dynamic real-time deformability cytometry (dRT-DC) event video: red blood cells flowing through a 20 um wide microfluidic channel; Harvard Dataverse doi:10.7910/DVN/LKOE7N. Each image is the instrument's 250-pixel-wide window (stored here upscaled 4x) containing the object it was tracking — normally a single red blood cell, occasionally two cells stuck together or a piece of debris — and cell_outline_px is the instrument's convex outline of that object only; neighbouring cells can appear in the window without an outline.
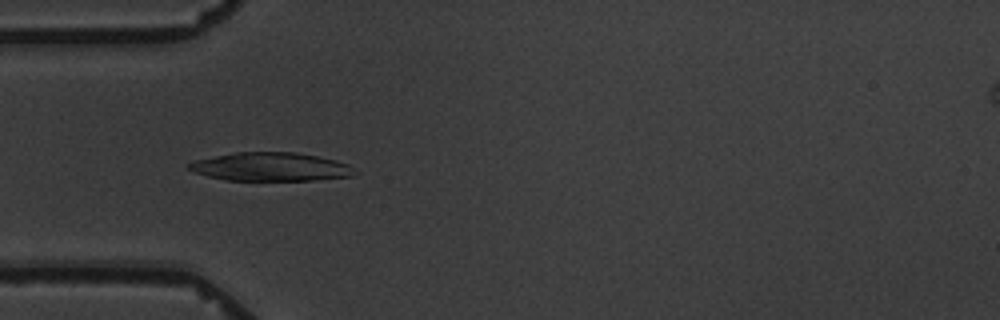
{"species": "common noctule bat (a hibernating species)", "species_latin": "Nyctalus noctula", "temperature_condition": "warm", "stored_images_in_passage": 6, "camera_frame_rate_fps": 3000, "um_per_image_px": 0.085, "animal": {"sex": "male", "body_mass_g": 19.5, "forearm_length_mm": 54.6}, "frame": {"image": 1, "passage_image": 5, "time_ms": 4.667, "image_size_px": [1000, 320], "cell_outline_px": [[356, 172], [352, 176], [312, 180], [228, 180], [208, 176], [196, 172], [188, 168], [184, 164], [196, 160], [236, 152], [296, 152], [336, 160], [348, 164]], "centroid_in_image_um": [23.0, 14.17], "position_along_channel_um": 62.0, "area_um2": 27.28}}
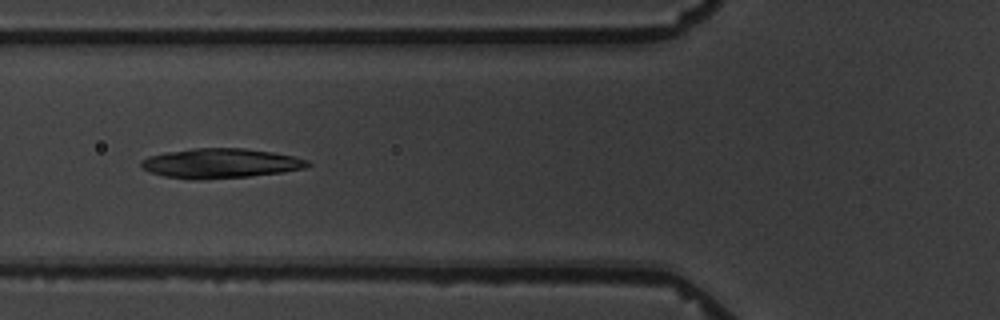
{"frame": {"image": 2, "passage_image": 6, "time_ms": 6.0, "image_size_px": [1000, 320], "cell_outline_px": [[312, 164], [304, 168], [280, 172], [248, 176], [204, 180], [196, 180], [164, 176], [152, 172], [144, 168], [140, 164], [140, 160], [148, 156], [164, 152], [196, 148], [244, 148], [272, 152], [292, 156], [308, 160]], "centroid_in_image_um": [18.71, 13.88], "position_along_channel_um": 107.1, "area_um2": 28.67}}